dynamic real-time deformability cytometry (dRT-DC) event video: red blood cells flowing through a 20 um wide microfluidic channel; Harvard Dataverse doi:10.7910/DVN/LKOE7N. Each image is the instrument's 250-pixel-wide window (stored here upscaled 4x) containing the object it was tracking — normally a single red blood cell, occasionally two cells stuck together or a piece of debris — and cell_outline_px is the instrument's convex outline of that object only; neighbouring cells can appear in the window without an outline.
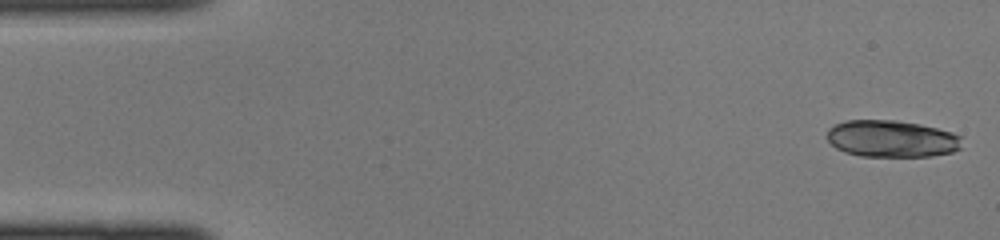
{"species": "common noctule bat (a hibernating species)", "species_latin": "Nyctalus noctula", "temperature_condition": "cold", "stored_images_in_passage": 11, "camera_frame_rate_fps": 3000, "um_per_image_px": 0.085, "animal": {"sex": "female", "body_mass_g": 22.0, "forearm_length_mm": 56.7}, "frame": {"image": 1, "passage_image": 1, "time_ms": 0.0, "image_size_px": [1000, 240], "cell_outline_px": [[960, 148], [952, 152], [932, 156], [860, 156], [844, 152], [836, 148], [824, 136], [828, 128], [844, 120], [896, 120], [920, 124], [952, 132], [960, 136]], "centroid_in_image_um": [75.74, 11.79], "position_along_channel_um": 9.3, "area_um2": 29.13}}